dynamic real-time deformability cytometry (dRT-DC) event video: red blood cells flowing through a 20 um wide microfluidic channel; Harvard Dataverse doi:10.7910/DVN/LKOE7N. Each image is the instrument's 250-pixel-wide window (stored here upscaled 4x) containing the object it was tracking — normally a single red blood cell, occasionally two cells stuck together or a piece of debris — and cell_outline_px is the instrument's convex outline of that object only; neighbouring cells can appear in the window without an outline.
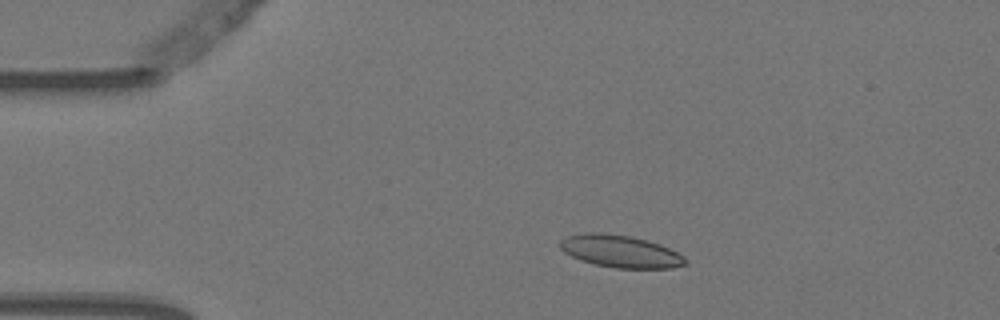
{"species": "Egyptian fruit bat (a non-hibernating species)", "species_latin": "Rousettus aegyptiacus", "temperature_condition": "warm", "stored_images_in_passage": 4, "camera_frame_rate_fps": 3000, "um_per_image_px": 0.085, "animal": {"sex": "female"}, "frame": {"image": 1, "passage_image": 2, "time_ms": 0.333, "image_size_px": [1000, 320], "cell_outline_px": [[688, 264], [672, 268], [616, 268], [596, 264], [580, 260], [564, 252], [560, 248], [560, 240], [568, 236], [584, 232], [600, 232], [628, 236], [648, 240], [660, 244], [684, 256], [688, 260]], "centroid_in_image_um": [52.75, 21.36], "position_along_channel_um": 32.3, "area_um2": 23.58}}